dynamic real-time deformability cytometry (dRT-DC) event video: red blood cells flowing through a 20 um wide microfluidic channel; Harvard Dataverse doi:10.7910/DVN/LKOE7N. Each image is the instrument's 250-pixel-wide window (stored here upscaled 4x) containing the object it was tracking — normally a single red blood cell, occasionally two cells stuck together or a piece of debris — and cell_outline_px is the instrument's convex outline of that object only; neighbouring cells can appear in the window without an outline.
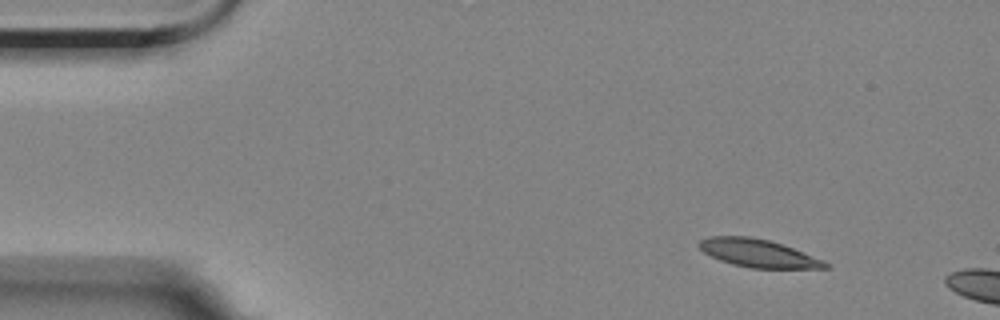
{"species": "Egyptian fruit bat (a non-hibernating species)", "species_latin": "Rousettus aegyptiacus", "temperature_condition": "room temperature", "stored_images_in_passage": 12, "camera_frame_rate_fps": 3000, "um_per_image_px": 0.085, "animal": {"sex": "female"}, "frame": {"image": 1, "passage_image": 1, "time_ms": 0.0, "image_size_px": [1000, 320], "cell_outline_px": [[832, 268], [748, 268], [732, 264], [720, 260], [704, 252], [696, 244], [700, 240], [708, 236], [748, 236], [768, 240], [792, 248], [824, 260]], "centroid_in_image_um": [64.41, 21.52], "position_along_channel_um": 20.6, "area_um2": 20.4}}
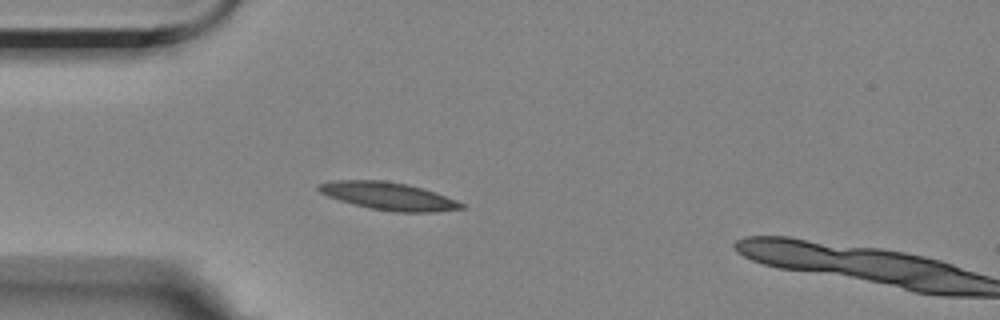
{"frame": {"image": 2, "passage_image": 10, "time_ms": 3.0, "image_size_px": [1000, 320], "cell_outline_px": [[464, 208], [436, 212], [392, 212], [368, 208], [352, 204], [328, 196], [320, 192], [316, 188], [316, 184], [332, 180], [384, 180], [408, 184], [456, 200], [464, 204]], "centroid_in_image_um": [32.96, 16.67], "position_along_channel_um": 52.0, "area_um2": 23.0}}